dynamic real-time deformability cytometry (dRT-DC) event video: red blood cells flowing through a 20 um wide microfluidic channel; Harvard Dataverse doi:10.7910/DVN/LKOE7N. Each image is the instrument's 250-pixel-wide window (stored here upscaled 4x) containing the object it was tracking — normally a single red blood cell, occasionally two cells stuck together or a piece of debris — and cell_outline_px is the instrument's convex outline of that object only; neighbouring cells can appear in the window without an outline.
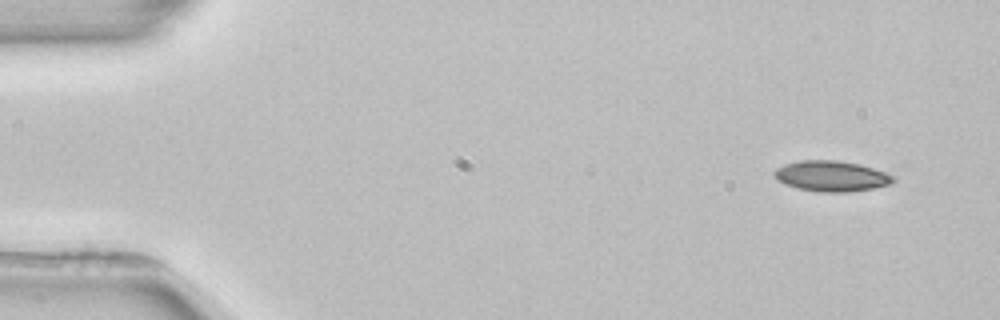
{"species": "common noctule bat (a hibernating species)", "species_latin": "Nyctalus noctula", "temperature_condition": "room temperature", "stored_images_in_passage": 4, "camera_frame_rate_fps": 3000, "um_per_image_px": 0.085, "animal": {"sex": "female", "body_mass_g": 22.7, "forearm_length_mm": 54.2}, "frame": {"image": 1, "passage_image": 1, "time_ms": 0.0, "image_size_px": [1000, 320], "cell_outline_px": [[896, 180], [892, 184], [872, 188], [848, 192], [820, 192], [796, 188], [784, 184], [776, 180], [772, 172], [776, 168], [784, 164], [800, 160], [836, 160], [860, 164], [884, 172], [892, 176]], "centroid_in_image_um": [70.62, 14.97], "position_along_channel_um": 14.4, "area_um2": 21.33}}
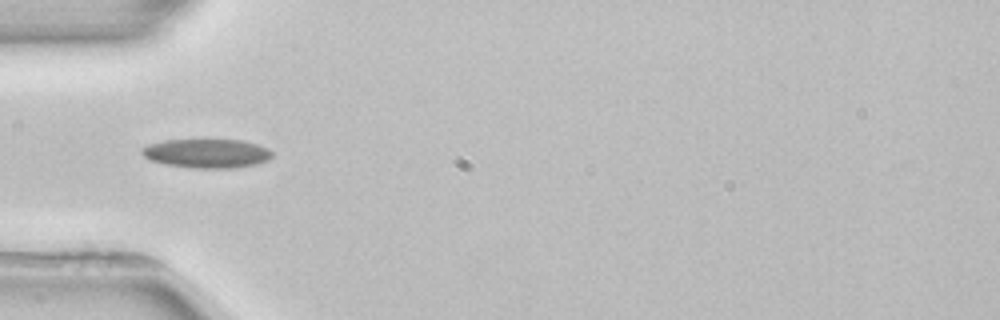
{"frame": {"image": 2, "passage_image": 4, "time_ms": 4.333, "image_size_px": [1000, 320], "cell_outline_px": [[272, 156], [268, 160], [256, 164], [232, 168], [192, 168], [168, 164], [152, 160], [144, 156], [140, 152], [140, 148], [148, 144], [164, 140], [240, 140], [256, 144], [268, 148], [272, 152]], "centroid_in_image_um": [17.57, 13.03], "position_along_channel_um": 67.4, "area_um2": 21.91}}